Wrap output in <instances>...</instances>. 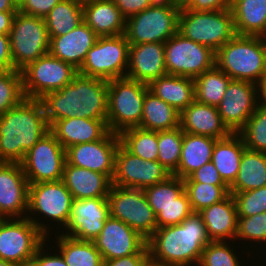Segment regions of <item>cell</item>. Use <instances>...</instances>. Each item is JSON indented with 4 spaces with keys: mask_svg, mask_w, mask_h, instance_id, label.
Instances as JSON below:
<instances>
[{
    "mask_svg": "<svg viewBox=\"0 0 266 266\" xmlns=\"http://www.w3.org/2000/svg\"><path fill=\"white\" fill-rule=\"evenodd\" d=\"M148 90V84L126 77L108 81L107 126L110 132L120 134L140 125Z\"/></svg>",
    "mask_w": 266,
    "mask_h": 266,
    "instance_id": "obj_7",
    "label": "cell"
},
{
    "mask_svg": "<svg viewBox=\"0 0 266 266\" xmlns=\"http://www.w3.org/2000/svg\"><path fill=\"white\" fill-rule=\"evenodd\" d=\"M245 149V144L238 133H231L226 138L217 139L214 144L212 162L223 181L229 187L237 177L240 161Z\"/></svg>",
    "mask_w": 266,
    "mask_h": 266,
    "instance_id": "obj_31",
    "label": "cell"
},
{
    "mask_svg": "<svg viewBox=\"0 0 266 266\" xmlns=\"http://www.w3.org/2000/svg\"><path fill=\"white\" fill-rule=\"evenodd\" d=\"M28 197L29 182L21 164L0 163V219L26 217Z\"/></svg>",
    "mask_w": 266,
    "mask_h": 266,
    "instance_id": "obj_21",
    "label": "cell"
},
{
    "mask_svg": "<svg viewBox=\"0 0 266 266\" xmlns=\"http://www.w3.org/2000/svg\"><path fill=\"white\" fill-rule=\"evenodd\" d=\"M171 175L172 173L159 161L144 160L119 144L112 185L144 189L167 180Z\"/></svg>",
    "mask_w": 266,
    "mask_h": 266,
    "instance_id": "obj_16",
    "label": "cell"
},
{
    "mask_svg": "<svg viewBox=\"0 0 266 266\" xmlns=\"http://www.w3.org/2000/svg\"><path fill=\"white\" fill-rule=\"evenodd\" d=\"M23 93L28 99H41L50 92L58 91L78 74L71 64L47 53L21 70Z\"/></svg>",
    "mask_w": 266,
    "mask_h": 266,
    "instance_id": "obj_11",
    "label": "cell"
},
{
    "mask_svg": "<svg viewBox=\"0 0 266 266\" xmlns=\"http://www.w3.org/2000/svg\"><path fill=\"white\" fill-rule=\"evenodd\" d=\"M16 70L10 49L9 35L0 34V71Z\"/></svg>",
    "mask_w": 266,
    "mask_h": 266,
    "instance_id": "obj_54",
    "label": "cell"
},
{
    "mask_svg": "<svg viewBox=\"0 0 266 266\" xmlns=\"http://www.w3.org/2000/svg\"><path fill=\"white\" fill-rule=\"evenodd\" d=\"M149 254H132L130 256L103 260L102 266H148Z\"/></svg>",
    "mask_w": 266,
    "mask_h": 266,
    "instance_id": "obj_52",
    "label": "cell"
},
{
    "mask_svg": "<svg viewBox=\"0 0 266 266\" xmlns=\"http://www.w3.org/2000/svg\"><path fill=\"white\" fill-rule=\"evenodd\" d=\"M193 212L188 195L184 191L180 196L174 199L169 206L162 208L156 215L157 228L180 224Z\"/></svg>",
    "mask_w": 266,
    "mask_h": 266,
    "instance_id": "obj_47",
    "label": "cell"
},
{
    "mask_svg": "<svg viewBox=\"0 0 266 266\" xmlns=\"http://www.w3.org/2000/svg\"><path fill=\"white\" fill-rule=\"evenodd\" d=\"M149 91L179 113L195 100L194 79L166 74L148 84Z\"/></svg>",
    "mask_w": 266,
    "mask_h": 266,
    "instance_id": "obj_29",
    "label": "cell"
},
{
    "mask_svg": "<svg viewBox=\"0 0 266 266\" xmlns=\"http://www.w3.org/2000/svg\"><path fill=\"white\" fill-rule=\"evenodd\" d=\"M18 11H0V34L9 35Z\"/></svg>",
    "mask_w": 266,
    "mask_h": 266,
    "instance_id": "obj_55",
    "label": "cell"
},
{
    "mask_svg": "<svg viewBox=\"0 0 266 266\" xmlns=\"http://www.w3.org/2000/svg\"><path fill=\"white\" fill-rule=\"evenodd\" d=\"M24 98L21 71H0V116Z\"/></svg>",
    "mask_w": 266,
    "mask_h": 266,
    "instance_id": "obj_44",
    "label": "cell"
},
{
    "mask_svg": "<svg viewBox=\"0 0 266 266\" xmlns=\"http://www.w3.org/2000/svg\"><path fill=\"white\" fill-rule=\"evenodd\" d=\"M62 0H19L18 11L29 16L44 18Z\"/></svg>",
    "mask_w": 266,
    "mask_h": 266,
    "instance_id": "obj_48",
    "label": "cell"
},
{
    "mask_svg": "<svg viewBox=\"0 0 266 266\" xmlns=\"http://www.w3.org/2000/svg\"><path fill=\"white\" fill-rule=\"evenodd\" d=\"M184 182H198V183H208L213 185H227L219 172L217 171L215 165L212 161L204 164L193 173H191L187 178L183 179Z\"/></svg>",
    "mask_w": 266,
    "mask_h": 266,
    "instance_id": "obj_49",
    "label": "cell"
},
{
    "mask_svg": "<svg viewBox=\"0 0 266 266\" xmlns=\"http://www.w3.org/2000/svg\"><path fill=\"white\" fill-rule=\"evenodd\" d=\"M72 201V194L62 180L29 184L28 212L26 217L37 226L39 231L48 240L51 238L49 235L52 234L50 231L53 228L55 229V227H50L49 223L51 221H54L53 223L58 226L54 233L57 232L56 230L59 227H61L59 229L64 231L68 225ZM37 216L39 217L37 218ZM43 217L49 223L47 221V224H45L42 221Z\"/></svg>",
    "mask_w": 266,
    "mask_h": 266,
    "instance_id": "obj_5",
    "label": "cell"
},
{
    "mask_svg": "<svg viewBox=\"0 0 266 266\" xmlns=\"http://www.w3.org/2000/svg\"><path fill=\"white\" fill-rule=\"evenodd\" d=\"M50 131L62 147L67 149L77 144L101 140L109 129L103 120L74 117L57 120Z\"/></svg>",
    "mask_w": 266,
    "mask_h": 266,
    "instance_id": "obj_26",
    "label": "cell"
},
{
    "mask_svg": "<svg viewBox=\"0 0 266 266\" xmlns=\"http://www.w3.org/2000/svg\"><path fill=\"white\" fill-rule=\"evenodd\" d=\"M236 35L260 36L266 26V0H233Z\"/></svg>",
    "mask_w": 266,
    "mask_h": 266,
    "instance_id": "obj_32",
    "label": "cell"
},
{
    "mask_svg": "<svg viewBox=\"0 0 266 266\" xmlns=\"http://www.w3.org/2000/svg\"><path fill=\"white\" fill-rule=\"evenodd\" d=\"M40 100L50 127L57 120L74 117L103 120L107 124V80L78 73L65 87Z\"/></svg>",
    "mask_w": 266,
    "mask_h": 266,
    "instance_id": "obj_2",
    "label": "cell"
},
{
    "mask_svg": "<svg viewBox=\"0 0 266 266\" xmlns=\"http://www.w3.org/2000/svg\"><path fill=\"white\" fill-rule=\"evenodd\" d=\"M199 212L180 224L160 227L147 239L149 263L155 266H197L210 242Z\"/></svg>",
    "mask_w": 266,
    "mask_h": 266,
    "instance_id": "obj_1",
    "label": "cell"
},
{
    "mask_svg": "<svg viewBox=\"0 0 266 266\" xmlns=\"http://www.w3.org/2000/svg\"><path fill=\"white\" fill-rule=\"evenodd\" d=\"M166 74L164 43L129 46L126 78L149 84Z\"/></svg>",
    "mask_w": 266,
    "mask_h": 266,
    "instance_id": "obj_22",
    "label": "cell"
},
{
    "mask_svg": "<svg viewBox=\"0 0 266 266\" xmlns=\"http://www.w3.org/2000/svg\"><path fill=\"white\" fill-rule=\"evenodd\" d=\"M49 131L41 100L24 98L0 116V163L21 164Z\"/></svg>",
    "mask_w": 266,
    "mask_h": 266,
    "instance_id": "obj_3",
    "label": "cell"
},
{
    "mask_svg": "<svg viewBox=\"0 0 266 266\" xmlns=\"http://www.w3.org/2000/svg\"><path fill=\"white\" fill-rule=\"evenodd\" d=\"M258 106V86L253 82L231 80L217 106L223 123L237 133L249 120Z\"/></svg>",
    "mask_w": 266,
    "mask_h": 266,
    "instance_id": "obj_19",
    "label": "cell"
},
{
    "mask_svg": "<svg viewBox=\"0 0 266 266\" xmlns=\"http://www.w3.org/2000/svg\"><path fill=\"white\" fill-rule=\"evenodd\" d=\"M180 128L184 133L215 139L226 138L232 133L223 123L217 107L196 100L180 113Z\"/></svg>",
    "mask_w": 266,
    "mask_h": 266,
    "instance_id": "obj_24",
    "label": "cell"
},
{
    "mask_svg": "<svg viewBox=\"0 0 266 266\" xmlns=\"http://www.w3.org/2000/svg\"><path fill=\"white\" fill-rule=\"evenodd\" d=\"M103 260L132 254H149L147 240L119 219L109 216L101 233L93 240Z\"/></svg>",
    "mask_w": 266,
    "mask_h": 266,
    "instance_id": "obj_18",
    "label": "cell"
},
{
    "mask_svg": "<svg viewBox=\"0 0 266 266\" xmlns=\"http://www.w3.org/2000/svg\"><path fill=\"white\" fill-rule=\"evenodd\" d=\"M178 32L189 40L210 47L214 52L236 35L230 9L194 11L182 8L178 17Z\"/></svg>",
    "mask_w": 266,
    "mask_h": 266,
    "instance_id": "obj_6",
    "label": "cell"
},
{
    "mask_svg": "<svg viewBox=\"0 0 266 266\" xmlns=\"http://www.w3.org/2000/svg\"><path fill=\"white\" fill-rule=\"evenodd\" d=\"M180 8L148 7L126 19L124 35L129 45L165 43L178 32Z\"/></svg>",
    "mask_w": 266,
    "mask_h": 266,
    "instance_id": "obj_14",
    "label": "cell"
},
{
    "mask_svg": "<svg viewBox=\"0 0 266 266\" xmlns=\"http://www.w3.org/2000/svg\"><path fill=\"white\" fill-rule=\"evenodd\" d=\"M46 240L27 217L0 219V259L30 266L36 250Z\"/></svg>",
    "mask_w": 266,
    "mask_h": 266,
    "instance_id": "obj_13",
    "label": "cell"
},
{
    "mask_svg": "<svg viewBox=\"0 0 266 266\" xmlns=\"http://www.w3.org/2000/svg\"><path fill=\"white\" fill-rule=\"evenodd\" d=\"M65 163V149L49 131L25 154L21 166L29 184H35L62 180Z\"/></svg>",
    "mask_w": 266,
    "mask_h": 266,
    "instance_id": "obj_15",
    "label": "cell"
},
{
    "mask_svg": "<svg viewBox=\"0 0 266 266\" xmlns=\"http://www.w3.org/2000/svg\"><path fill=\"white\" fill-rule=\"evenodd\" d=\"M107 200L109 216L126 223L146 240L157 229L156 216L143 189L112 185Z\"/></svg>",
    "mask_w": 266,
    "mask_h": 266,
    "instance_id": "obj_10",
    "label": "cell"
},
{
    "mask_svg": "<svg viewBox=\"0 0 266 266\" xmlns=\"http://www.w3.org/2000/svg\"><path fill=\"white\" fill-rule=\"evenodd\" d=\"M199 213L211 241H232L236 245L234 240L237 235L238 213L232 194Z\"/></svg>",
    "mask_w": 266,
    "mask_h": 266,
    "instance_id": "obj_25",
    "label": "cell"
},
{
    "mask_svg": "<svg viewBox=\"0 0 266 266\" xmlns=\"http://www.w3.org/2000/svg\"><path fill=\"white\" fill-rule=\"evenodd\" d=\"M129 43L124 34L98 37L78 73L107 81L126 76Z\"/></svg>",
    "mask_w": 266,
    "mask_h": 266,
    "instance_id": "obj_8",
    "label": "cell"
},
{
    "mask_svg": "<svg viewBox=\"0 0 266 266\" xmlns=\"http://www.w3.org/2000/svg\"><path fill=\"white\" fill-rule=\"evenodd\" d=\"M151 7L178 8L174 0H149Z\"/></svg>",
    "mask_w": 266,
    "mask_h": 266,
    "instance_id": "obj_58",
    "label": "cell"
},
{
    "mask_svg": "<svg viewBox=\"0 0 266 266\" xmlns=\"http://www.w3.org/2000/svg\"><path fill=\"white\" fill-rule=\"evenodd\" d=\"M72 1H75V2H77V3H80V4H86V3H88V2H92L93 0H72Z\"/></svg>",
    "mask_w": 266,
    "mask_h": 266,
    "instance_id": "obj_62",
    "label": "cell"
},
{
    "mask_svg": "<svg viewBox=\"0 0 266 266\" xmlns=\"http://www.w3.org/2000/svg\"><path fill=\"white\" fill-rule=\"evenodd\" d=\"M215 60L232 80L257 85L266 74V43L259 36L235 35L216 51Z\"/></svg>",
    "mask_w": 266,
    "mask_h": 266,
    "instance_id": "obj_4",
    "label": "cell"
},
{
    "mask_svg": "<svg viewBox=\"0 0 266 266\" xmlns=\"http://www.w3.org/2000/svg\"><path fill=\"white\" fill-rule=\"evenodd\" d=\"M0 11H18V0H0Z\"/></svg>",
    "mask_w": 266,
    "mask_h": 266,
    "instance_id": "obj_57",
    "label": "cell"
},
{
    "mask_svg": "<svg viewBox=\"0 0 266 266\" xmlns=\"http://www.w3.org/2000/svg\"><path fill=\"white\" fill-rule=\"evenodd\" d=\"M113 1L126 19L150 7L149 0H113Z\"/></svg>",
    "mask_w": 266,
    "mask_h": 266,
    "instance_id": "obj_53",
    "label": "cell"
},
{
    "mask_svg": "<svg viewBox=\"0 0 266 266\" xmlns=\"http://www.w3.org/2000/svg\"><path fill=\"white\" fill-rule=\"evenodd\" d=\"M237 133L246 149L266 153V110L257 106L248 122Z\"/></svg>",
    "mask_w": 266,
    "mask_h": 266,
    "instance_id": "obj_42",
    "label": "cell"
},
{
    "mask_svg": "<svg viewBox=\"0 0 266 266\" xmlns=\"http://www.w3.org/2000/svg\"><path fill=\"white\" fill-rule=\"evenodd\" d=\"M109 217L107 197L73 199L69 223L62 234L73 239L93 241Z\"/></svg>",
    "mask_w": 266,
    "mask_h": 266,
    "instance_id": "obj_20",
    "label": "cell"
},
{
    "mask_svg": "<svg viewBox=\"0 0 266 266\" xmlns=\"http://www.w3.org/2000/svg\"><path fill=\"white\" fill-rule=\"evenodd\" d=\"M167 74L196 78L215 66L216 52L179 32L164 43Z\"/></svg>",
    "mask_w": 266,
    "mask_h": 266,
    "instance_id": "obj_12",
    "label": "cell"
},
{
    "mask_svg": "<svg viewBox=\"0 0 266 266\" xmlns=\"http://www.w3.org/2000/svg\"><path fill=\"white\" fill-rule=\"evenodd\" d=\"M192 0H174L176 6L180 9L185 8Z\"/></svg>",
    "mask_w": 266,
    "mask_h": 266,
    "instance_id": "obj_59",
    "label": "cell"
},
{
    "mask_svg": "<svg viewBox=\"0 0 266 266\" xmlns=\"http://www.w3.org/2000/svg\"><path fill=\"white\" fill-rule=\"evenodd\" d=\"M55 237V248H58L67 266H102L101 253L93 241L73 239L61 232L56 233Z\"/></svg>",
    "mask_w": 266,
    "mask_h": 266,
    "instance_id": "obj_35",
    "label": "cell"
},
{
    "mask_svg": "<svg viewBox=\"0 0 266 266\" xmlns=\"http://www.w3.org/2000/svg\"><path fill=\"white\" fill-rule=\"evenodd\" d=\"M259 37L266 43V26Z\"/></svg>",
    "mask_w": 266,
    "mask_h": 266,
    "instance_id": "obj_61",
    "label": "cell"
},
{
    "mask_svg": "<svg viewBox=\"0 0 266 266\" xmlns=\"http://www.w3.org/2000/svg\"><path fill=\"white\" fill-rule=\"evenodd\" d=\"M237 208L238 217L254 216L266 212V186L244 192H230Z\"/></svg>",
    "mask_w": 266,
    "mask_h": 266,
    "instance_id": "obj_46",
    "label": "cell"
},
{
    "mask_svg": "<svg viewBox=\"0 0 266 266\" xmlns=\"http://www.w3.org/2000/svg\"><path fill=\"white\" fill-rule=\"evenodd\" d=\"M230 243L210 241L202 252L198 266H244L243 261H240L239 252L234 249L235 245L232 247Z\"/></svg>",
    "mask_w": 266,
    "mask_h": 266,
    "instance_id": "obj_43",
    "label": "cell"
},
{
    "mask_svg": "<svg viewBox=\"0 0 266 266\" xmlns=\"http://www.w3.org/2000/svg\"><path fill=\"white\" fill-rule=\"evenodd\" d=\"M0 266H19V265L0 259Z\"/></svg>",
    "mask_w": 266,
    "mask_h": 266,
    "instance_id": "obj_60",
    "label": "cell"
},
{
    "mask_svg": "<svg viewBox=\"0 0 266 266\" xmlns=\"http://www.w3.org/2000/svg\"><path fill=\"white\" fill-rule=\"evenodd\" d=\"M45 242L47 243V239L36 250L34 257L31 260L30 266H67L61 253L55 249L57 253L53 251L51 254V250L49 249L50 246ZM47 249H49V252Z\"/></svg>",
    "mask_w": 266,
    "mask_h": 266,
    "instance_id": "obj_50",
    "label": "cell"
},
{
    "mask_svg": "<svg viewBox=\"0 0 266 266\" xmlns=\"http://www.w3.org/2000/svg\"><path fill=\"white\" fill-rule=\"evenodd\" d=\"M258 86V106L266 110V74L257 84Z\"/></svg>",
    "mask_w": 266,
    "mask_h": 266,
    "instance_id": "obj_56",
    "label": "cell"
},
{
    "mask_svg": "<svg viewBox=\"0 0 266 266\" xmlns=\"http://www.w3.org/2000/svg\"><path fill=\"white\" fill-rule=\"evenodd\" d=\"M11 56L21 71L49 51L50 38L44 18L16 13L9 33Z\"/></svg>",
    "mask_w": 266,
    "mask_h": 266,
    "instance_id": "obj_9",
    "label": "cell"
},
{
    "mask_svg": "<svg viewBox=\"0 0 266 266\" xmlns=\"http://www.w3.org/2000/svg\"><path fill=\"white\" fill-rule=\"evenodd\" d=\"M48 53L63 62L73 65L77 70L82 66L87 52L95 44L98 36L83 21L69 33L59 37H49Z\"/></svg>",
    "mask_w": 266,
    "mask_h": 266,
    "instance_id": "obj_23",
    "label": "cell"
},
{
    "mask_svg": "<svg viewBox=\"0 0 266 266\" xmlns=\"http://www.w3.org/2000/svg\"><path fill=\"white\" fill-rule=\"evenodd\" d=\"M232 79L216 65L194 78L195 100L217 107Z\"/></svg>",
    "mask_w": 266,
    "mask_h": 266,
    "instance_id": "obj_37",
    "label": "cell"
},
{
    "mask_svg": "<svg viewBox=\"0 0 266 266\" xmlns=\"http://www.w3.org/2000/svg\"><path fill=\"white\" fill-rule=\"evenodd\" d=\"M44 20L49 37L65 35L83 22V5L72 0H62Z\"/></svg>",
    "mask_w": 266,
    "mask_h": 266,
    "instance_id": "obj_36",
    "label": "cell"
},
{
    "mask_svg": "<svg viewBox=\"0 0 266 266\" xmlns=\"http://www.w3.org/2000/svg\"><path fill=\"white\" fill-rule=\"evenodd\" d=\"M233 0H192L185 9L194 11H219L231 9Z\"/></svg>",
    "mask_w": 266,
    "mask_h": 266,
    "instance_id": "obj_51",
    "label": "cell"
},
{
    "mask_svg": "<svg viewBox=\"0 0 266 266\" xmlns=\"http://www.w3.org/2000/svg\"><path fill=\"white\" fill-rule=\"evenodd\" d=\"M143 191L156 216L162 208L169 206L185 191V185L183 179L171 175L167 180L146 187Z\"/></svg>",
    "mask_w": 266,
    "mask_h": 266,
    "instance_id": "obj_39",
    "label": "cell"
},
{
    "mask_svg": "<svg viewBox=\"0 0 266 266\" xmlns=\"http://www.w3.org/2000/svg\"><path fill=\"white\" fill-rule=\"evenodd\" d=\"M120 143L119 134L109 131L101 140L65 149L66 163L105 174L112 181L116 151Z\"/></svg>",
    "mask_w": 266,
    "mask_h": 266,
    "instance_id": "obj_17",
    "label": "cell"
},
{
    "mask_svg": "<svg viewBox=\"0 0 266 266\" xmlns=\"http://www.w3.org/2000/svg\"><path fill=\"white\" fill-rule=\"evenodd\" d=\"M83 21L98 37L125 33L126 18L113 0H93L83 4Z\"/></svg>",
    "mask_w": 266,
    "mask_h": 266,
    "instance_id": "obj_27",
    "label": "cell"
},
{
    "mask_svg": "<svg viewBox=\"0 0 266 266\" xmlns=\"http://www.w3.org/2000/svg\"><path fill=\"white\" fill-rule=\"evenodd\" d=\"M216 140L209 136L184 133L180 162L172 175L185 179L195 170L212 161Z\"/></svg>",
    "mask_w": 266,
    "mask_h": 266,
    "instance_id": "obj_30",
    "label": "cell"
},
{
    "mask_svg": "<svg viewBox=\"0 0 266 266\" xmlns=\"http://www.w3.org/2000/svg\"><path fill=\"white\" fill-rule=\"evenodd\" d=\"M266 186V153L245 149L230 192H244Z\"/></svg>",
    "mask_w": 266,
    "mask_h": 266,
    "instance_id": "obj_34",
    "label": "cell"
},
{
    "mask_svg": "<svg viewBox=\"0 0 266 266\" xmlns=\"http://www.w3.org/2000/svg\"><path fill=\"white\" fill-rule=\"evenodd\" d=\"M119 137L121 144L133 155L144 160L157 161L158 131L132 127L123 130Z\"/></svg>",
    "mask_w": 266,
    "mask_h": 266,
    "instance_id": "obj_38",
    "label": "cell"
},
{
    "mask_svg": "<svg viewBox=\"0 0 266 266\" xmlns=\"http://www.w3.org/2000/svg\"><path fill=\"white\" fill-rule=\"evenodd\" d=\"M184 132L180 127L171 130L158 131V159L172 174L177 170L180 158Z\"/></svg>",
    "mask_w": 266,
    "mask_h": 266,
    "instance_id": "obj_41",
    "label": "cell"
},
{
    "mask_svg": "<svg viewBox=\"0 0 266 266\" xmlns=\"http://www.w3.org/2000/svg\"><path fill=\"white\" fill-rule=\"evenodd\" d=\"M73 199L107 197L112 181L105 175L65 163L63 178Z\"/></svg>",
    "mask_w": 266,
    "mask_h": 266,
    "instance_id": "obj_28",
    "label": "cell"
},
{
    "mask_svg": "<svg viewBox=\"0 0 266 266\" xmlns=\"http://www.w3.org/2000/svg\"><path fill=\"white\" fill-rule=\"evenodd\" d=\"M184 185L193 212H200L202 209L222 201L230 194L228 185L198 182H184Z\"/></svg>",
    "mask_w": 266,
    "mask_h": 266,
    "instance_id": "obj_40",
    "label": "cell"
},
{
    "mask_svg": "<svg viewBox=\"0 0 266 266\" xmlns=\"http://www.w3.org/2000/svg\"><path fill=\"white\" fill-rule=\"evenodd\" d=\"M141 129L164 131L180 127V113L149 90L143 102Z\"/></svg>",
    "mask_w": 266,
    "mask_h": 266,
    "instance_id": "obj_33",
    "label": "cell"
},
{
    "mask_svg": "<svg viewBox=\"0 0 266 266\" xmlns=\"http://www.w3.org/2000/svg\"><path fill=\"white\" fill-rule=\"evenodd\" d=\"M236 242L250 241L249 243H257L266 245V212L248 216L238 217ZM241 240V241H240ZM264 243V244H261Z\"/></svg>",
    "mask_w": 266,
    "mask_h": 266,
    "instance_id": "obj_45",
    "label": "cell"
}]
</instances>
